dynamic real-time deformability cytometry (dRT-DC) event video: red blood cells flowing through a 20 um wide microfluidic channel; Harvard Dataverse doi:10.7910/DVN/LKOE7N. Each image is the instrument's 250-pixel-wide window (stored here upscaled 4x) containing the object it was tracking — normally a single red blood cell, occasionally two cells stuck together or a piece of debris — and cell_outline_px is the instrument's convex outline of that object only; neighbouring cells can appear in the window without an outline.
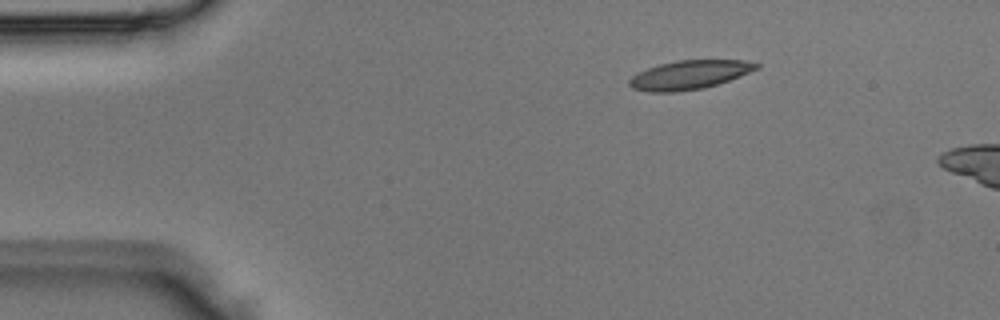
{"species": "Egyptian fruit bat (a non-hibernating species)", "species_latin": "Rousettus aegyptiacus", "temperature_condition": "room temperature", "stored_images_in_passage": 2, "camera_frame_rate_fps": 3000, "um_per_image_px": 0.085, "animal": {"sex": "male"}, "frame": {"image": 1, "passage_image": 1, "time_ms": 0.0, "image_size_px": [1000, 320], "cell_outline_px": [[760, 68], [728, 80], [704, 88], [676, 92], [648, 92], [632, 88], [628, 84], [628, 80], [636, 72], [660, 64], [676, 60], [744, 60], [760, 64]], "centroid_in_image_um": [58.56, 6.36], "position_along_channel_um": 26.4, "area_um2": 21.39}}